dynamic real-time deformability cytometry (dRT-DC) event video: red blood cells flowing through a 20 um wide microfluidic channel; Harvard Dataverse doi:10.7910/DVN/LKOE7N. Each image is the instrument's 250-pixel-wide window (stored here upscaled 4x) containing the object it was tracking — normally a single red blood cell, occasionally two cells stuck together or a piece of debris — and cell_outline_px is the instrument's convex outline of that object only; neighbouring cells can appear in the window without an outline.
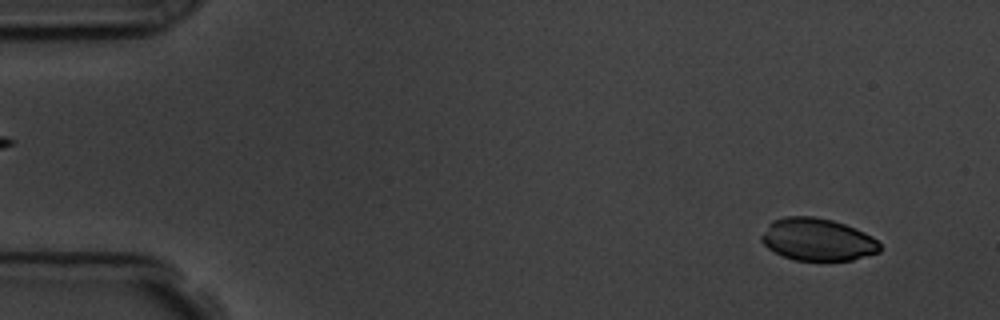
{"species": "common noctule bat (a hibernating species)", "species_latin": "Nyctalus noctula", "temperature_condition": "room temperature", "stored_images_in_passage": 56, "camera_frame_rate_fps": 3000, "um_per_image_px": 0.085, "animal": {"sex": "male", "body_mass_g": 19.5, "forearm_length_mm": 54.6}, "frame": {"image": 1, "passage_image": 4, "time_ms": 1.0, "image_size_px": [1000, 320], "cell_outline_px": [[880, 252], [852, 260], [796, 260], [784, 256], [768, 248], [760, 240], [760, 236], [768, 224], [772, 220], [788, 216], [812, 216], [832, 220], [844, 224], [864, 232], [872, 236], [880, 244]], "centroid_in_image_um": [69.47, 20.35], "position_along_channel_um": 15.5, "area_um2": 29.13}}